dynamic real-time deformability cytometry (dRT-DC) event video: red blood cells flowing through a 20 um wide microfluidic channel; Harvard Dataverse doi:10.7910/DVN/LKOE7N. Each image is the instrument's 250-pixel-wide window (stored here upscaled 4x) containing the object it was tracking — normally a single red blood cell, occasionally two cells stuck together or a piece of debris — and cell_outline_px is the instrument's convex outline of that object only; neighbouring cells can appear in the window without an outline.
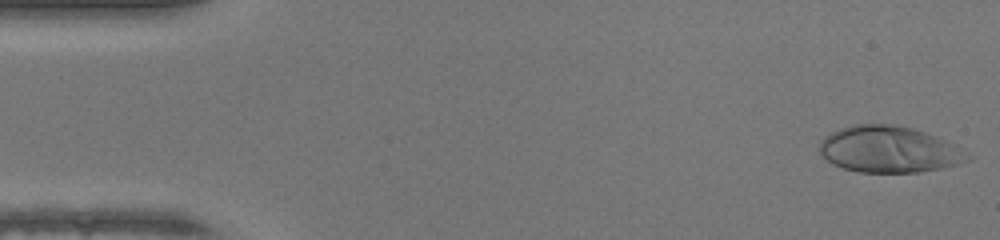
{"species": "human", "species_latin": "Homo sapiens", "temperature_condition": "warm", "stored_images_in_passage": 47, "camera_frame_rate_fps": 3000, "um_per_image_px": 0.085, "donor": {"sex": "female"}, "frame": {"image": 1, "passage_image": 1, "time_ms": 0.0, "image_size_px": [1000, 240], "cell_outline_px": [[972, 156], [968, 160], [956, 164], [940, 168], [920, 172], [860, 172], [844, 168], [832, 164], [820, 152], [820, 140], [824, 136], [840, 128], [852, 124], [896, 124], [912, 128], [924, 132], [944, 140], [968, 152]], "centroid_in_image_um": [75.55, 12.69], "position_along_channel_um": 9.5, "area_um2": 39.82}}
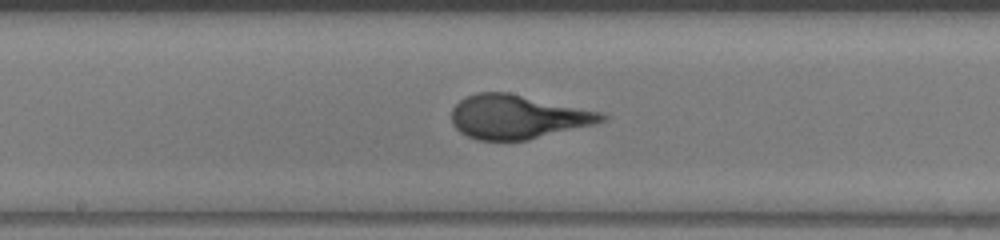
{"frame": {"image": 2, "passage_image": 24, "time_ms": 7.667, "image_size_px": [1000, 240], "cell_outline_px": [[608, 116], [604, 120], [596, 124], [528, 140], [476, 140], [460, 132], [452, 124], [452, 108], [464, 96], [476, 92], [508, 92], [600, 112]], "centroid_in_image_um": [43.96, 9.93], "position_along_channel_um": 204.2, "area_um2": 38.38}}
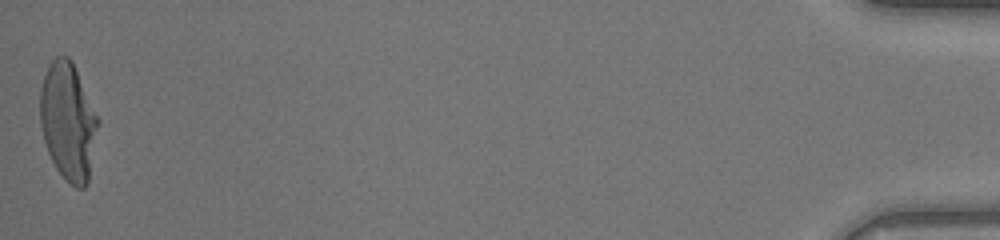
{"frame": {"image": 3, "passage_image": 47, "time_ms": 15.333, "image_size_px": [1000, 240], "cell_outline_px": [[100, 124], [88, 184], [84, 188], [76, 188], [56, 168], [48, 152], [44, 140], [40, 124], [40, 88], [48, 64], [56, 56], [68, 56], [72, 60], [100, 120]], "centroid_in_image_um": [5.81, 10.3], "position_along_channel_um": 429.4, "area_um2": 40.0}, "authors_computed_cell_mechanics": {"area_um2": 38.2636, "velocity_mm_per_s": 4.3146, "shape_relaxation_time_tau1_ms": 4.8359, "shape_relaxation_time_tau2_ms": null, "deformation_change_tau1": 0.2878, "deformation_change_tau2": null}}